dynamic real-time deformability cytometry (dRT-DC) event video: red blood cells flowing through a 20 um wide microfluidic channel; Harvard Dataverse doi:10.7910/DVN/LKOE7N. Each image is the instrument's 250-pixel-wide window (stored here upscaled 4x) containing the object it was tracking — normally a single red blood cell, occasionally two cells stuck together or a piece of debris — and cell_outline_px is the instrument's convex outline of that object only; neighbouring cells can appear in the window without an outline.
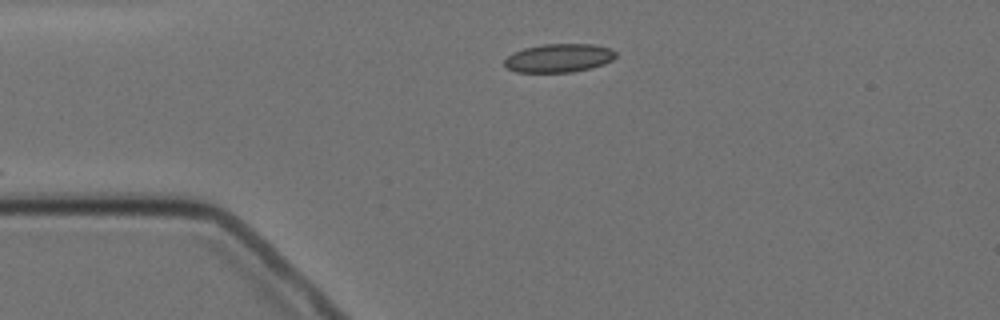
{"species": "Egyptian fruit bat (a non-hibernating species)", "species_latin": "Rousettus aegyptiacus", "temperature_condition": "cold", "stored_images_in_passage": 3, "camera_frame_rate_fps": 3000, "um_per_image_px": 0.085, "animal": {"sex": "female"}, "frame": {"image": 1, "passage_image": 3, "time_ms": 2.333, "image_size_px": [1000, 320], "cell_outline_px": [[616, 56], [612, 60], [604, 64], [592, 68], [572, 72], [516, 72], [508, 68], [504, 64], [504, 60], [512, 52], [524, 48], [544, 44], [592, 44], [608, 48], [616, 52]], "centroid_in_image_um": [47.49, 4.93], "position_along_channel_um": 37.5, "area_um2": 18.5}}